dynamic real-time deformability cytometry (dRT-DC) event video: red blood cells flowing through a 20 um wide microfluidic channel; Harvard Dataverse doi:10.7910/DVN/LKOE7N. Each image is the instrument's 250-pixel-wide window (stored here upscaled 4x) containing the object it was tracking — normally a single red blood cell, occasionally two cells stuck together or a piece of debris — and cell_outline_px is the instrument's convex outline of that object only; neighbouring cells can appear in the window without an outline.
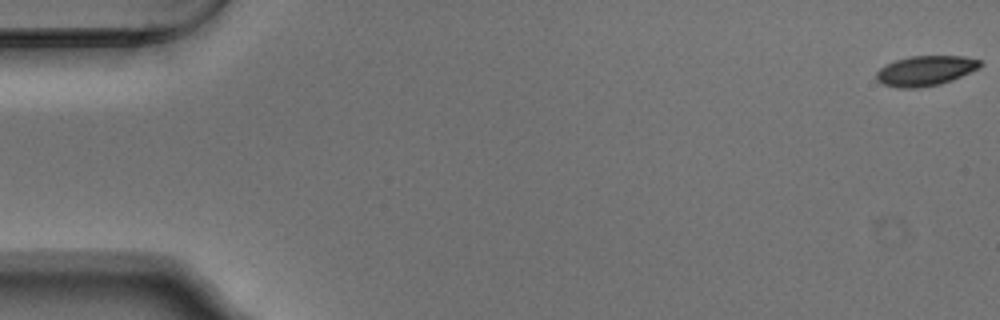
{"species": "Egyptian fruit bat (a non-hibernating species)", "species_latin": "Rousettus aegyptiacus", "temperature_condition": "warm", "stored_images_in_passage": 13, "camera_frame_rate_fps": 3000, "um_per_image_px": 0.085, "animal": {"sex": "male"}, "frame": {"image": 1, "passage_image": 1, "time_ms": 0.0, "image_size_px": [1000, 320], "cell_outline_px": [[984, 64], [980, 68], [952, 80], [940, 84], [916, 88], [896, 88], [884, 84], [876, 80], [876, 72], [880, 68], [896, 60], [908, 56], [964, 56], [980, 60]], "centroid_in_image_um": [78.68, 6.01], "position_along_channel_um": 6.3, "area_um2": 18.21}}